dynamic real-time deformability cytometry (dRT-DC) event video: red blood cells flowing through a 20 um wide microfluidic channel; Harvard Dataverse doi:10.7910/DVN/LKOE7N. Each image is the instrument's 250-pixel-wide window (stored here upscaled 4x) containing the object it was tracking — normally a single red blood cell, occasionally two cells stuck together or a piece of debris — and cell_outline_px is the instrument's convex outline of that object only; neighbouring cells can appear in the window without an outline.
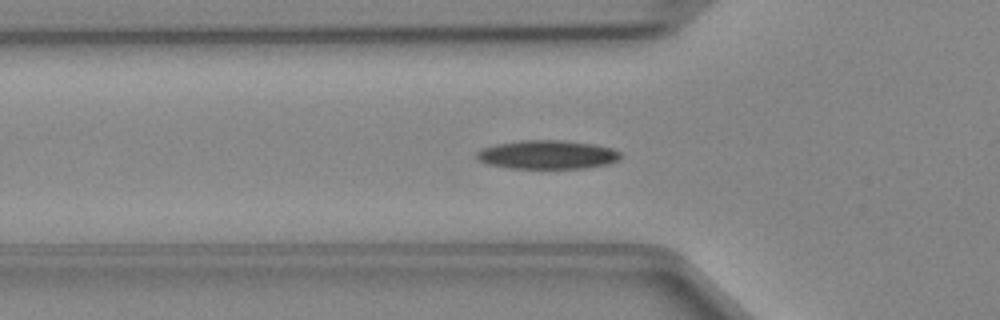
{"species": "Egyptian fruit bat (a non-hibernating species)", "species_latin": "Rousettus aegyptiacus", "temperature_condition": "cold", "stored_images_in_passage": 43, "camera_frame_rate_fps": 3000, "um_per_image_px": 0.085, "animal": {"sex": "female"}, "frame": {"image": 1, "passage_image": 10, "time_ms": 3.0, "image_size_px": [1000, 320], "cell_outline_px": [[620, 160], [608, 164], [584, 168], [508, 168], [488, 164], [476, 160], [476, 152], [484, 148], [496, 144], [520, 140], [564, 140], [592, 144], [612, 148], [620, 152]], "centroid_in_image_um": [46.51, 13.14], "position_along_channel_um": 79.3, "area_um2": 24.16}}
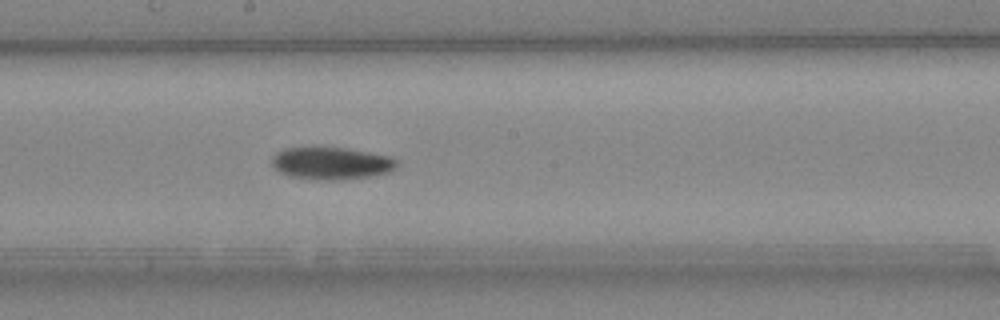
{"frame": {"image": 2, "passage_image": 20, "time_ms": 6.333, "image_size_px": [1000, 320], "cell_outline_px": [[400, 160], [396, 168], [392, 172], [372, 176], [336, 180], [320, 180], [288, 176], [280, 172], [272, 164], [272, 156], [276, 152], [284, 148], [344, 148], [368, 152], [388, 156]], "centroid_in_image_um": [28.2, 13.89], "position_along_channel_um": 220.0, "area_um2": 23.58}}
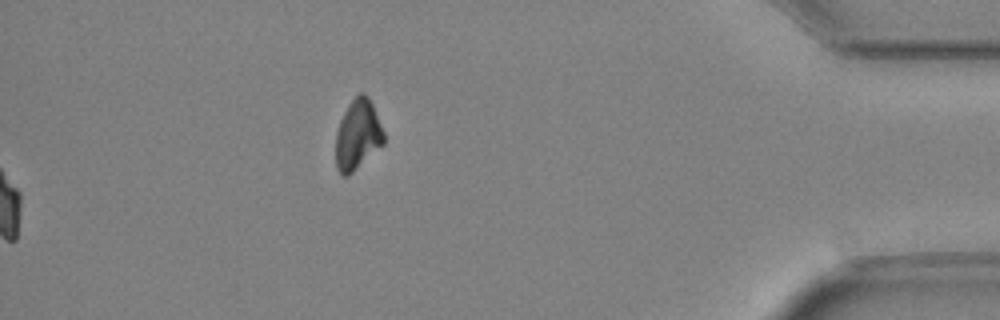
{"frame": {"image": 3, "passage_image": 43, "time_ms": 14.0, "image_size_px": [1000, 320], "cell_outline_px": [[384, 144], [348, 176], [344, 176], [336, 168], [336, 132], [340, 120], [348, 104], [360, 92], [364, 92], [368, 96], [372, 104], [384, 132]], "centroid_in_image_um": [30.4, 11.45], "position_along_channel_um": 404.8, "area_um2": 19.54}}